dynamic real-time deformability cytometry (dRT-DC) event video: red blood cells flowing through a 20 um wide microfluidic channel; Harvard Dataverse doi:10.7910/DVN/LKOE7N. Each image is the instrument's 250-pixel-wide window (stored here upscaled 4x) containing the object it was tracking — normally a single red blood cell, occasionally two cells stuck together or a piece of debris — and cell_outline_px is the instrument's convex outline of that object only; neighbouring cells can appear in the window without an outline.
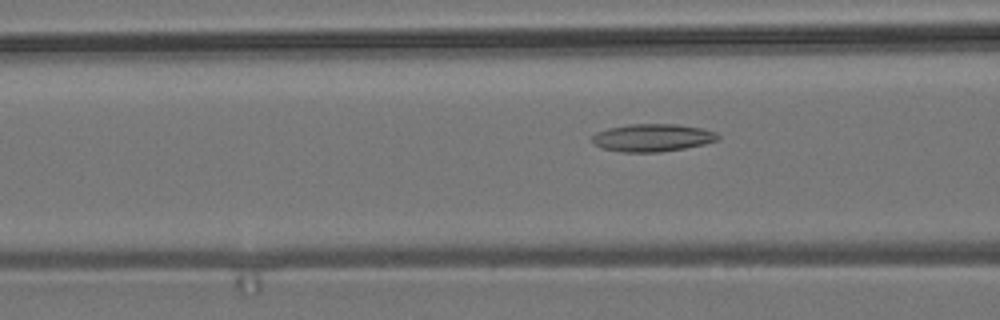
{"species": "common noctule bat (a hibernating species)", "species_latin": "Nyctalus noctula", "temperature_condition": "room temperature", "stored_images_in_passage": 7, "camera_frame_rate_fps": 3000, "um_per_image_px": 0.085, "animal": {"sex": "male", "body_mass_g": 19.2, "forearm_length_mm": 51.8}, "frame": {"image": 1, "passage_image": 7, "time_ms": 2.0, "image_size_px": [1000, 320], "cell_outline_px": [[720, 140], [704, 144], [684, 148], [660, 152], [624, 152], [600, 148], [592, 140], [592, 136], [596, 132], [608, 128], [628, 124], [676, 124], [700, 128], [716, 132], [720, 136]], "centroid_in_image_um": [55.47, 11.7], "position_along_channel_um": 111.1, "area_um2": 20.29}}